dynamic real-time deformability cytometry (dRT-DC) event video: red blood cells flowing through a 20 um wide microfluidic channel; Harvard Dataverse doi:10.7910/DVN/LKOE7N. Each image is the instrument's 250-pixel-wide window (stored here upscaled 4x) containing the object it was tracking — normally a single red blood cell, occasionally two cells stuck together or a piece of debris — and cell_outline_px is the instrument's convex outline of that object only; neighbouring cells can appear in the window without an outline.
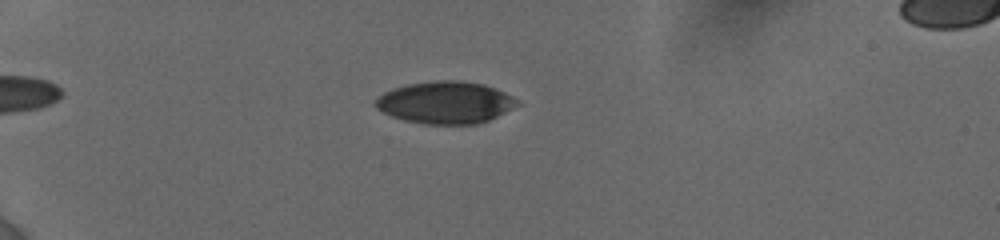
{"species": "human", "species_latin": "Homo sapiens", "temperature_condition": "cold", "stored_images_in_passage": 11, "camera_frame_rate_fps": 3000, "um_per_image_px": 0.085, "donor": {"sex": "female"}, "frame": {"image": 1, "passage_image": 5, "time_ms": 3.333, "image_size_px": [1000, 240], "cell_outline_px": [[524, 104], [480, 124], [424, 124], [404, 120], [392, 116], [376, 108], [372, 104], [372, 100], [376, 96], [392, 88], [408, 84], [436, 80], [456, 80], [484, 84], [504, 92], [520, 100]], "centroid_in_image_um": [37.87, 8.71], "position_along_channel_um": 47.1, "area_um2": 35.37}}
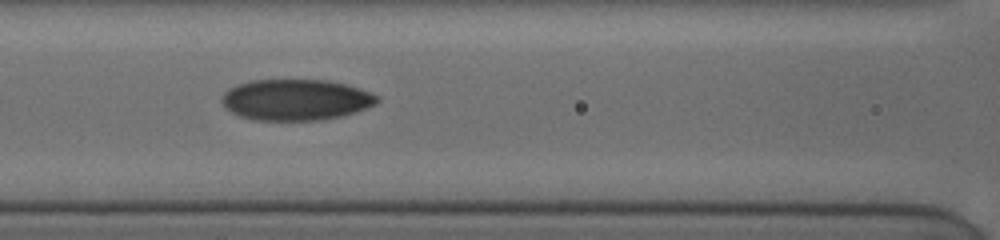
{"frame": {"image": 2, "passage_image": 10, "time_ms": 7.0, "image_size_px": [1000, 240], "cell_outline_px": [[380, 100], [376, 104], [340, 116], [320, 120], [252, 120], [240, 116], [224, 108], [220, 100], [224, 92], [228, 88], [236, 84], [252, 80], [328, 80], [348, 84], [372, 92], [380, 96]], "centroid_in_image_um": [25.13, 8.47], "position_along_channel_um": 141.5, "area_um2": 37.45}}
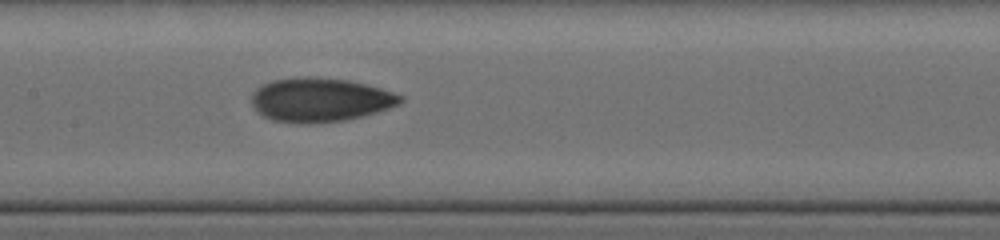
{"frame": {"image": 3, "passage_image": 11, "time_ms": 8.0, "image_size_px": [1000, 240], "cell_outline_px": [[404, 100], [400, 104], [364, 116], [344, 120], [316, 124], [300, 124], [272, 120], [264, 116], [252, 104], [252, 92], [256, 88], [272, 80], [296, 76], [308, 76], [348, 80], [380, 88], [404, 96]], "centroid_in_image_um": [27.21, 8.49], "position_along_channel_um": 180.2, "area_um2": 38.32}}